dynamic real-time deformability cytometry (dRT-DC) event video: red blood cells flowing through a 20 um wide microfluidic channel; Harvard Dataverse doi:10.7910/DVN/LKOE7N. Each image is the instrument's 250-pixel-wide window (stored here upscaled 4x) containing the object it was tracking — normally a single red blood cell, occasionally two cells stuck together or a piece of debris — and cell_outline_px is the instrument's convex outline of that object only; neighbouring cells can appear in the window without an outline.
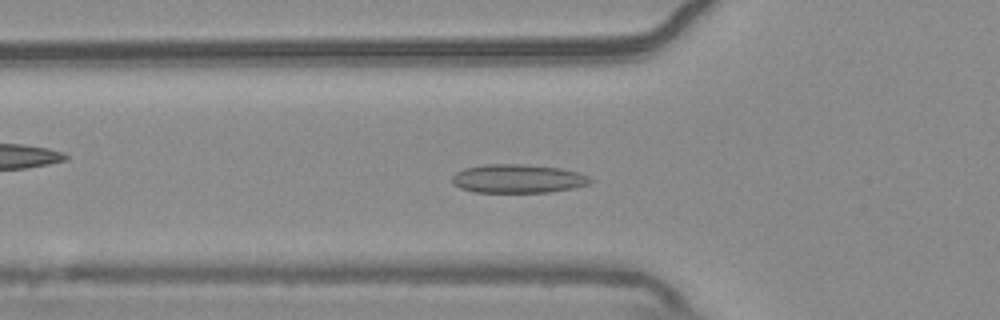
{"species": "common noctule bat (a hibernating species)", "species_latin": "Nyctalus noctula", "temperature_condition": "warm", "stored_images_in_passage": 46, "camera_frame_rate_fps": 3000, "um_per_image_px": 0.085, "animal": {"sex": "male", "body_mass_g": 20.4}, "frame": {"image": 1, "passage_image": 18, "time_ms": 5.667, "image_size_px": [1000, 320], "cell_outline_px": [[596, 180], [592, 184], [576, 188], [548, 192], [472, 192], [460, 188], [452, 184], [452, 176], [456, 172], [464, 168], [488, 164], [524, 164], [560, 168], [580, 172]], "centroid_in_image_um": [44.08, 15.19], "position_along_channel_um": 81.7, "area_um2": 23.47}}
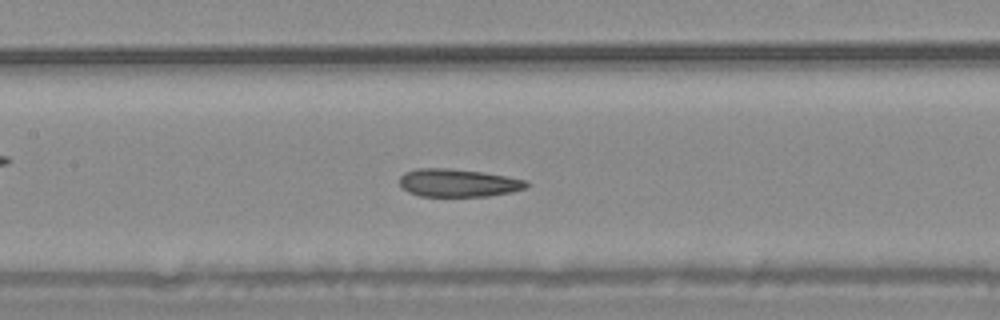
{"frame": {"image": 2, "passage_image": 25, "time_ms": 8.0, "image_size_px": [1000, 320], "cell_outline_px": [[528, 184], [524, 188], [512, 192], [488, 196], [420, 196], [408, 192], [400, 184], [400, 176], [404, 172], [416, 168], [448, 168], [484, 172], [528, 180]], "centroid_in_image_um": [38.93, 15.54], "position_along_channel_um": 168.5, "area_um2": 20.69}}
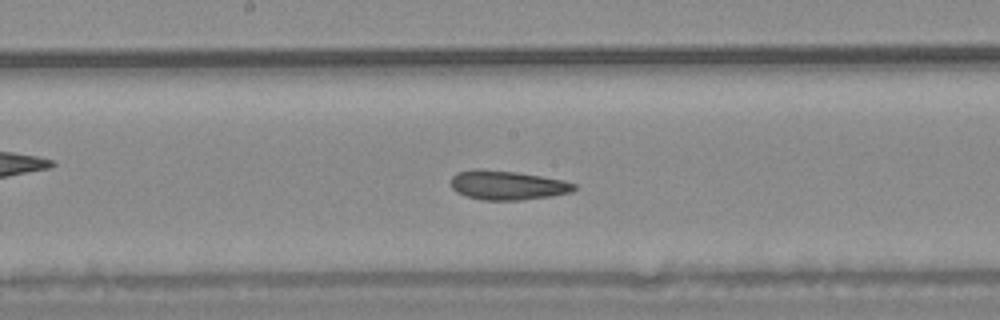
{"frame": {"image": 3, "passage_image": 28, "time_ms": 9.0, "image_size_px": [1000, 320], "cell_outline_px": [[576, 188], [572, 192], [552, 196], [520, 200], [480, 200], [456, 192], [452, 188], [452, 176], [456, 172], [472, 168], [480, 168], [516, 172], [564, 180], [576, 184]], "centroid_in_image_um": [43.11, 15.73], "position_along_channel_um": 205.1, "area_um2": 21.15}, "authors_computed_cell_mechanics": {"area_um2": 21.7039, "velocity_mm_per_s": 3.6805, "shape_relaxation_time_tau1_ms": null, "shape_relaxation_time_tau2_ms": 2.3408, "deformation_change_tau1": null, "deformation_change_tau2": 0.0807}}